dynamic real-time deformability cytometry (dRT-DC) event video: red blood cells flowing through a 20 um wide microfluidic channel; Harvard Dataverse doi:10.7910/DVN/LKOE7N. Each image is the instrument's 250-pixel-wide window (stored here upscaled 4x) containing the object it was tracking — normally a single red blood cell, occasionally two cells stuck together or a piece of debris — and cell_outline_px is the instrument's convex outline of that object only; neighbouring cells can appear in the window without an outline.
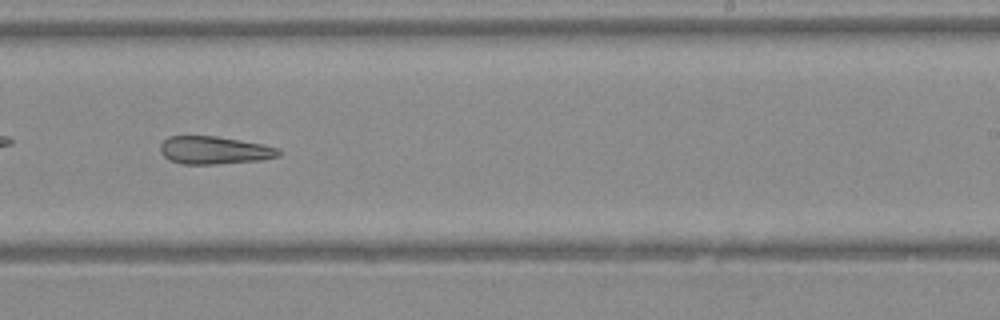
{"species": "Egyptian fruit bat (a non-hibernating species)", "species_latin": "Rousettus aegyptiacus", "temperature_condition": "warm", "stored_images_in_passage": 28, "camera_frame_rate_fps": 3000, "um_per_image_px": 0.085, "animal": {"sex": "female"}, "frame": {"image": 1, "passage_image": 13, "time_ms": 4.0, "image_size_px": [1000, 320], "cell_outline_px": [[280, 156], [260, 160], [216, 164], [180, 164], [164, 156], [160, 152], [160, 144], [168, 136], [216, 136], [260, 144], [280, 148]], "centroid_in_image_um": [18.2, 12.77], "position_along_channel_um": 270.8, "area_um2": 19.07}}
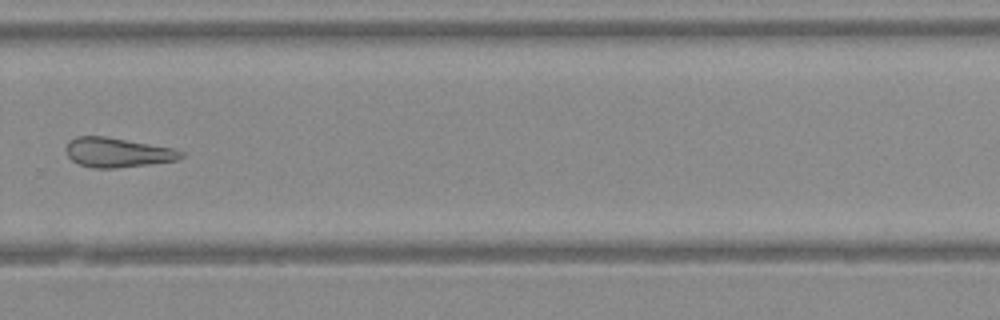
{"frame": {"image": 2, "passage_image": 16, "time_ms": 5.0, "image_size_px": [1000, 320], "cell_outline_px": [[184, 156], [176, 160], [148, 164], [112, 168], [92, 168], [80, 164], [72, 160], [68, 156], [64, 148], [68, 140], [76, 136], [104, 136], [176, 148], [184, 152]], "centroid_in_image_um": [9.97, 12.94], "position_along_channel_um": 319.8, "area_um2": 19.88}}
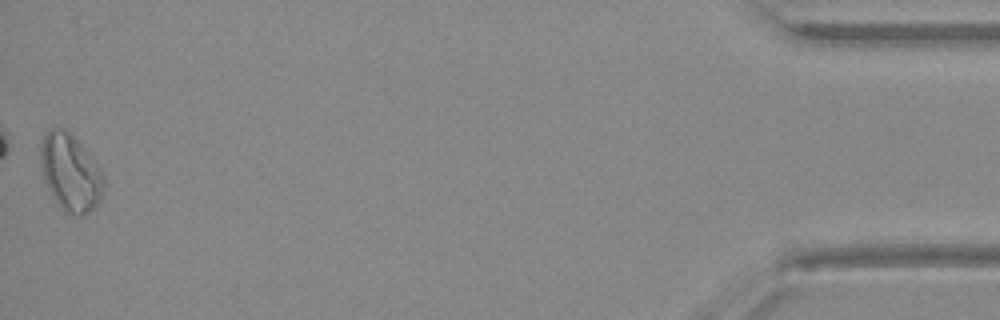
{"frame": {"image": 3, "passage_image": 28, "time_ms": 9.0, "image_size_px": [1000, 320], "cell_outline_px": [[104, 188], [96, 204], [88, 212], [80, 216], [72, 216], [64, 212], [48, 188], [44, 176], [40, 160], [40, 148], [44, 136], [48, 128], [64, 128], [80, 144], [100, 168], [104, 176]], "centroid_in_image_um": [5.98, 14.67], "position_along_channel_um": 429.2, "area_um2": 27.86}}